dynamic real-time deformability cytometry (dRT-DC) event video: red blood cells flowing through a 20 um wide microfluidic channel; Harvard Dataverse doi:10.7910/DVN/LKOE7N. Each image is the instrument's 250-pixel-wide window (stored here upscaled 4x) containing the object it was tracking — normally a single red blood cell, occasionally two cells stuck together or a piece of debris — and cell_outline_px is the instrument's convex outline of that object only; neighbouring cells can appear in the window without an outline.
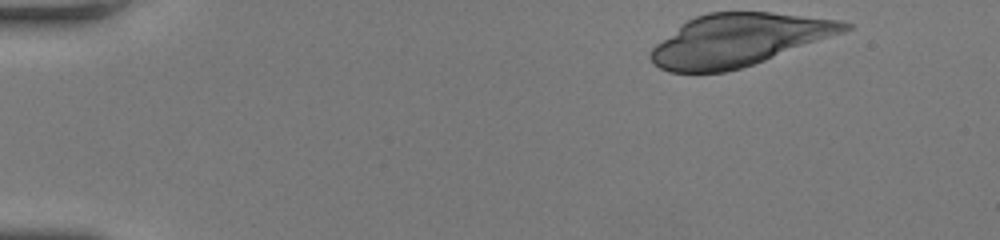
{"species": "human", "species_latin": "Homo sapiens", "temperature_condition": "room temperature", "stored_images_in_passage": 18, "camera_frame_rate_fps": 3000, "um_per_image_px": 0.085, "donor": {"sex": "female"}, "frame": {"image": 1, "passage_image": 1, "time_ms": 0.0, "image_size_px": [1000, 240], "cell_outline_px": [[852, 28], [844, 32], [764, 60], [740, 68], [724, 72], [668, 72], [652, 64], [648, 56], [648, 52], [656, 44], [688, 20], [696, 16], [708, 12], [772, 12], [840, 20], [852, 24]], "centroid_in_image_um": [62.75, 3.4], "position_along_channel_um": 22.3, "area_um2": 58.49}}